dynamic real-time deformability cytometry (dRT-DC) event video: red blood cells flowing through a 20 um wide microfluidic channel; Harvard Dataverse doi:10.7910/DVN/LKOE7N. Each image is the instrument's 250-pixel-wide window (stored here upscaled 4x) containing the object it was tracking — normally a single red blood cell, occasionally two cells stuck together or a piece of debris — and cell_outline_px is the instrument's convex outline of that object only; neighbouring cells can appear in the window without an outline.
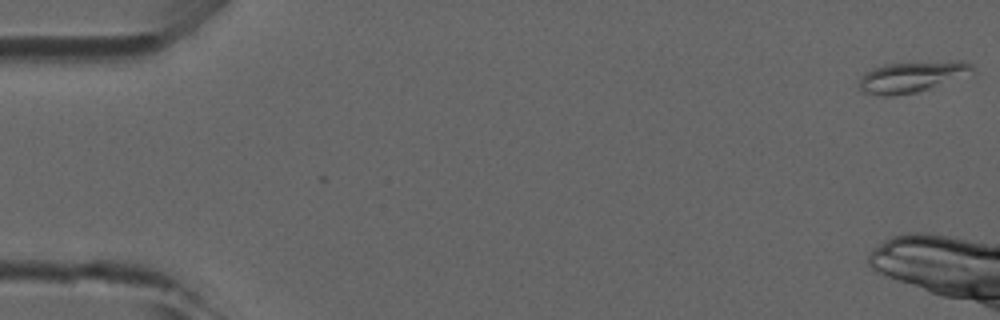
{"species": "common noctule bat (a hibernating species)", "species_latin": "Nyctalus noctula", "temperature_condition": "room temperature", "stored_images_in_passage": 12, "camera_frame_rate_fps": 3000, "um_per_image_px": 0.085, "animal": {"sex": "male", "forearm_length_mm": 52.5}, "frame": {"image": 1, "passage_image": 1, "time_ms": 0.0, "image_size_px": [1000, 320], "cell_outline_px": [[976, 72], [932, 88], [916, 92], [892, 96], [880, 96], [864, 92], [860, 88], [860, 80], [864, 72], [872, 68], [884, 64], [956, 60], [964, 60], [972, 64]], "centroid_in_image_um": [77.56, 6.52], "position_along_channel_um": 7.4, "area_um2": 20.69}}